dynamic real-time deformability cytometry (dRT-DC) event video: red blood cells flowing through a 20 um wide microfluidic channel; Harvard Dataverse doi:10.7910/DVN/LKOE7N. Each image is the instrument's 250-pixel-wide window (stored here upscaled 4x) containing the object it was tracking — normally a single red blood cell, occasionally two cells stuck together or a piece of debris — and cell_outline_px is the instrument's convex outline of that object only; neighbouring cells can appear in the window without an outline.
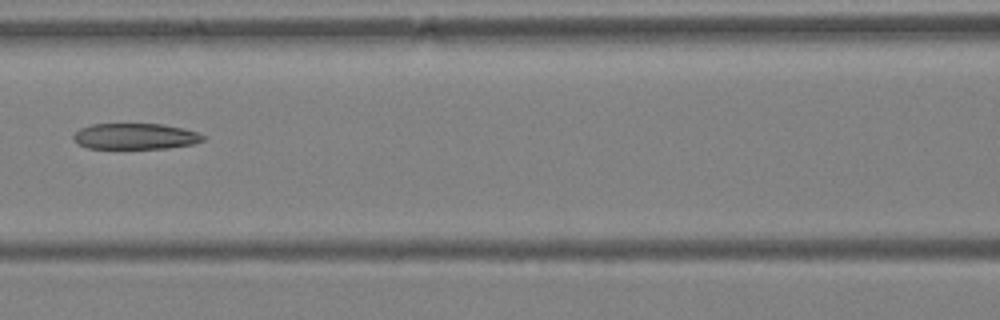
{"species": "Egyptian fruit bat (a non-hibernating species)", "species_latin": "Rousettus aegyptiacus", "temperature_condition": "warm", "stored_images_in_passage": 6, "camera_frame_rate_fps": 3000, "um_per_image_px": 0.085, "animal": {"sex": "female"}, "frame": {"image": 1, "passage_image": 6, "time_ms": 1.667, "image_size_px": [1000, 320], "cell_outline_px": [[204, 140], [192, 144], [168, 148], [88, 148], [76, 144], [72, 136], [80, 128], [92, 124], [164, 124], [184, 128], [196, 132], [204, 136]], "centroid_in_image_um": [11.47, 11.58], "position_along_channel_um": 155.1, "area_um2": 19.59}}